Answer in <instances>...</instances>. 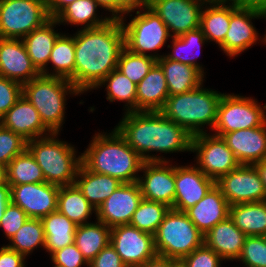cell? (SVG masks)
Returning <instances> with one entry per match:
<instances>
[{
    "mask_svg": "<svg viewBox=\"0 0 266 267\" xmlns=\"http://www.w3.org/2000/svg\"><path fill=\"white\" fill-rule=\"evenodd\" d=\"M222 260L215 251L203 244L180 261L185 267H220Z\"/></svg>",
    "mask_w": 266,
    "mask_h": 267,
    "instance_id": "cell-44",
    "label": "cell"
},
{
    "mask_svg": "<svg viewBox=\"0 0 266 267\" xmlns=\"http://www.w3.org/2000/svg\"><path fill=\"white\" fill-rule=\"evenodd\" d=\"M229 207L221 190L214 185L198 203L187 209L185 213L197 229L205 235L217 223L229 216Z\"/></svg>",
    "mask_w": 266,
    "mask_h": 267,
    "instance_id": "cell-23",
    "label": "cell"
},
{
    "mask_svg": "<svg viewBox=\"0 0 266 267\" xmlns=\"http://www.w3.org/2000/svg\"><path fill=\"white\" fill-rule=\"evenodd\" d=\"M74 184L89 203L97 209L122 182L112 176L94 173L81 163Z\"/></svg>",
    "mask_w": 266,
    "mask_h": 267,
    "instance_id": "cell-27",
    "label": "cell"
},
{
    "mask_svg": "<svg viewBox=\"0 0 266 267\" xmlns=\"http://www.w3.org/2000/svg\"><path fill=\"white\" fill-rule=\"evenodd\" d=\"M215 185L197 166L175 165V199L173 210L185 212L198 203Z\"/></svg>",
    "mask_w": 266,
    "mask_h": 267,
    "instance_id": "cell-19",
    "label": "cell"
},
{
    "mask_svg": "<svg viewBox=\"0 0 266 267\" xmlns=\"http://www.w3.org/2000/svg\"><path fill=\"white\" fill-rule=\"evenodd\" d=\"M157 59L149 55H139L124 48L119 56L117 70L136 85L149 73Z\"/></svg>",
    "mask_w": 266,
    "mask_h": 267,
    "instance_id": "cell-41",
    "label": "cell"
},
{
    "mask_svg": "<svg viewBox=\"0 0 266 267\" xmlns=\"http://www.w3.org/2000/svg\"><path fill=\"white\" fill-rule=\"evenodd\" d=\"M6 182L5 167L0 166V185H3Z\"/></svg>",
    "mask_w": 266,
    "mask_h": 267,
    "instance_id": "cell-57",
    "label": "cell"
},
{
    "mask_svg": "<svg viewBox=\"0 0 266 267\" xmlns=\"http://www.w3.org/2000/svg\"><path fill=\"white\" fill-rule=\"evenodd\" d=\"M172 267H185V266L180 260H178Z\"/></svg>",
    "mask_w": 266,
    "mask_h": 267,
    "instance_id": "cell-58",
    "label": "cell"
},
{
    "mask_svg": "<svg viewBox=\"0 0 266 267\" xmlns=\"http://www.w3.org/2000/svg\"><path fill=\"white\" fill-rule=\"evenodd\" d=\"M10 203V186L5 182L0 185V221L4 216L5 209Z\"/></svg>",
    "mask_w": 266,
    "mask_h": 267,
    "instance_id": "cell-53",
    "label": "cell"
},
{
    "mask_svg": "<svg viewBox=\"0 0 266 267\" xmlns=\"http://www.w3.org/2000/svg\"><path fill=\"white\" fill-rule=\"evenodd\" d=\"M88 267H127L121 260L120 255L109 243L89 263Z\"/></svg>",
    "mask_w": 266,
    "mask_h": 267,
    "instance_id": "cell-48",
    "label": "cell"
},
{
    "mask_svg": "<svg viewBox=\"0 0 266 267\" xmlns=\"http://www.w3.org/2000/svg\"><path fill=\"white\" fill-rule=\"evenodd\" d=\"M76 0H54L48 6V13L50 18H55L66 6L73 3Z\"/></svg>",
    "mask_w": 266,
    "mask_h": 267,
    "instance_id": "cell-54",
    "label": "cell"
},
{
    "mask_svg": "<svg viewBox=\"0 0 266 267\" xmlns=\"http://www.w3.org/2000/svg\"><path fill=\"white\" fill-rule=\"evenodd\" d=\"M262 13V17L263 18H266V10H264L263 12H261ZM263 43H266V35H264V38H263Z\"/></svg>",
    "mask_w": 266,
    "mask_h": 267,
    "instance_id": "cell-60",
    "label": "cell"
},
{
    "mask_svg": "<svg viewBox=\"0 0 266 267\" xmlns=\"http://www.w3.org/2000/svg\"><path fill=\"white\" fill-rule=\"evenodd\" d=\"M110 244L127 267H138L157 255L154 235L130 224L111 228Z\"/></svg>",
    "mask_w": 266,
    "mask_h": 267,
    "instance_id": "cell-13",
    "label": "cell"
},
{
    "mask_svg": "<svg viewBox=\"0 0 266 267\" xmlns=\"http://www.w3.org/2000/svg\"><path fill=\"white\" fill-rule=\"evenodd\" d=\"M49 63L53 65L51 76L68 79L75 86V44L74 36L60 34L56 39Z\"/></svg>",
    "mask_w": 266,
    "mask_h": 267,
    "instance_id": "cell-35",
    "label": "cell"
},
{
    "mask_svg": "<svg viewBox=\"0 0 266 267\" xmlns=\"http://www.w3.org/2000/svg\"><path fill=\"white\" fill-rule=\"evenodd\" d=\"M170 209L164 203L142 199L129 224L154 235Z\"/></svg>",
    "mask_w": 266,
    "mask_h": 267,
    "instance_id": "cell-40",
    "label": "cell"
},
{
    "mask_svg": "<svg viewBox=\"0 0 266 267\" xmlns=\"http://www.w3.org/2000/svg\"><path fill=\"white\" fill-rule=\"evenodd\" d=\"M169 162H144L141 168L144 177H138L137 183L143 199L164 203L172 209L175 199V166H169Z\"/></svg>",
    "mask_w": 266,
    "mask_h": 267,
    "instance_id": "cell-16",
    "label": "cell"
},
{
    "mask_svg": "<svg viewBox=\"0 0 266 267\" xmlns=\"http://www.w3.org/2000/svg\"><path fill=\"white\" fill-rule=\"evenodd\" d=\"M50 19L40 0H0V38L22 39Z\"/></svg>",
    "mask_w": 266,
    "mask_h": 267,
    "instance_id": "cell-9",
    "label": "cell"
},
{
    "mask_svg": "<svg viewBox=\"0 0 266 267\" xmlns=\"http://www.w3.org/2000/svg\"><path fill=\"white\" fill-rule=\"evenodd\" d=\"M96 2L99 7L112 12V19H118V0H96Z\"/></svg>",
    "mask_w": 266,
    "mask_h": 267,
    "instance_id": "cell-55",
    "label": "cell"
},
{
    "mask_svg": "<svg viewBox=\"0 0 266 267\" xmlns=\"http://www.w3.org/2000/svg\"><path fill=\"white\" fill-rule=\"evenodd\" d=\"M263 18L262 13L253 9L239 8L230 3V24L224 41L219 47L229 57L238 56L258 40V33L251 19Z\"/></svg>",
    "mask_w": 266,
    "mask_h": 267,
    "instance_id": "cell-18",
    "label": "cell"
},
{
    "mask_svg": "<svg viewBox=\"0 0 266 267\" xmlns=\"http://www.w3.org/2000/svg\"><path fill=\"white\" fill-rule=\"evenodd\" d=\"M6 245L9 249L29 255L36 247L45 246V234L41 219L28 218Z\"/></svg>",
    "mask_w": 266,
    "mask_h": 267,
    "instance_id": "cell-39",
    "label": "cell"
},
{
    "mask_svg": "<svg viewBox=\"0 0 266 267\" xmlns=\"http://www.w3.org/2000/svg\"><path fill=\"white\" fill-rule=\"evenodd\" d=\"M215 185L229 205L266 201V190L255 165L240 164L221 176Z\"/></svg>",
    "mask_w": 266,
    "mask_h": 267,
    "instance_id": "cell-12",
    "label": "cell"
},
{
    "mask_svg": "<svg viewBox=\"0 0 266 267\" xmlns=\"http://www.w3.org/2000/svg\"><path fill=\"white\" fill-rule=\"evenodd\" d=\"M51 260L54 265L63 267H81L82 265L84 266V264L89 266V263L75 243L53 252L51 254Z\"/></svg>",
    "mask_w": 266,
    "mask_h": 267,
    "instance_id": "cell-47",
    "label": "cell"
},
{
    "mask_svg": "<svg viewBox=\"0 0 266 267\" xmlns=\"http://www.w3.org/2000/svg\"><path fill=\"white\" fill-rule=\"evenodd\" d=\"M191 152L197 153V168L215 182L240 163L222 137L201 133L192 136Z\"/></svg>",
    "mask_w": 266,
    "mask_h": 267,
    "instance_id": "cell-11",
    "label": "cell"
},
{
    "mask_svg": "<svg viewBox=\"0 0 266 267\" xmlns=\"http://www.w3.org/2000/svg\"><path fill=\"white\" fill-rule=\"evenodd\" d=\"M98 3L96 0H76L66 6L54 19L58 23L85 25L84 29L97 28L107 24L112 18L99 19L96 15Z\"/></svg>",
    "mask_w": 266,
    "mask_h": 267,
    "instance_id": "cell-34",
    "label": "cell"
},
{
    "mask_svg": "<svg viewBox=\"0 0 266 267\" xmlns=\"http://www.w3.org/2000/svg\"><path fill=\"white\" fill-rule=\"evenodd\" d=\"M239 8L253 9L260 12L266 10V0H230Z\"/></svg>",
    "mask_w": 266,
    "mask_h": 267,
    "instance_id": "cell-51",
    "label": "cell"
},
{
    "mask_svg": "<svg viewBox=\"0 0 266 267\" xmlns=\"http://www.w3.org/2000/svg\"><path fill=\"white\" fill-rule=\"evenodd\" d=\"M75 87L84 93L94 89L117 63L125 48V36L119 19L107 24L79 30L74 35Z\"/></svg>",
    "mask_w": 266,
    "mask_h": 267,
    "instance_id": "cell-1",
    "label": "cell"
},
{
    "mask_svg": "<svg viewBox=\"0 0 266 267\" xmlns=\"http://www.w3.org/2000/svg\"><path fill=\"white\" fill-rule=\"evenodd\" d=\"M165 75L169 96L182 94L196 89L203 84L204 75L195 67L165 56L157 60Z\"/></svg>",
    "mask_w": 266,
    "mask_h": 267,
    "instance_id": "cell-28",
    "label": "cell"
},
{
    "mask_svg": "<svg viewBox=\"0 0 266 267\" xmlns=\"http://www.w3.org/2000/svg\"><path fill=\"white\" fill-rule=\"evenodd\" d=\"M266 104L262 108L253 98L223 94L218 106L214 135L262 126L266 123Z\"/></svg>",
    "mask_w": 266,
    "mask_h": 267,
    "instance_id": "cell-10",
    "label": "cell"
},
{
    "mask_svg": "<svg viewBox=\"0 0 266 267\" xmlns=\"http://www.w3.org/2000/svg\"><path fill=\"white\" fill-rule=\"evenodd\" d=\"M206 1H230V0H206Z\"/></svg>",
    "mask_w": 266,
    "mask_h": 267,
    "instance_id": "cell-61",
    "label": "cell"
},
{
    "mask_svg": "<svg viewBox=\"0 0 266 267\" xmlns=\"http://www.w3.org/2000/svg\"><path fill=\"white\" fill-rule=\"evenodd\" d=\"M41 73L32 64L22 39L0 38V76L21 85Z\"/></svg>",
    "mask_w": 266,
    "mask_h": 267,
    "instance_id": "cell-20",
    "label": "cell"
},
{
    "mask_svg": "<svg viewBox=\"0 0 266 267\" xmlns=\"http://www.w3.org/2000/svg\"><path fill=\"white\" fill-rule=\"evenodd\" d=\"M157 255L181 260L204 244L202 234L185 212L170 209L154 234Z\"/></svg>",
    "mask_w": 266,
    "mask_h": 267,
    "instance_id": "cell-7",
    "label": "cell"
},
{
    "mask_svg": "<svg viewBox=\"0 0 266 267\" xmlns=\"http://www.w3.org/2000/svg\"><path fill=\"white\" fill-rule=\"evenodd\" d=\"M246 235L228 216L204 235V244L224 260H238Z\"/></svg>",
    "mask_w": 266,
    "mask_h": 267,
    "instance_id": "cell-24",
    "label": "cell"
},
{
    "mask_svg": "<svg viewBox=\"0 0 266 267\" xmlns=\"http://www.w3.org/2000/svg\"><path fill=\"white\" fill-rule=\"evenodd\" d=\"M81 94L66 78L44 76L38 77L22 85V96L38 111L44 126L58 134L64 121L66 95Z\"/></svg>",
    "mask_w": 266,
    "mask_h": 267,
    "instance_id": "cell-5",
    "label": "cell"
},
{
    "mask_svg": "<svg viewBox=\"0 0 266 267\" xmlns=\"http://www.w3.org/2000/svg\"><path fill=\"white\" fill-rule=\"evenodd\" d=\"M45 234V250L50 255L65 246L75 243L77 225L58 211L41 219Z\"/></svg>",
    "mask_w": 266,
    "mask_h": 267,
    "instance_id": "cell-31",
    "label": "cell"
},
{
    "mask_svg": "<svg viewBox=\"0 0 266 267\" xmlns=\"http://www.w3.org/2000/svg\"><path fill=\"white\" fill-rule=\"evenodd\" d=\"M210 6H207V5ZM228 4V5H226ZM230 24V2L206 1L205 8L201 11L200 29L205 38L220 45L227 34Z\"/></svg>",
    "mask_w": 266,
    "mask_h": 267,
    "instance_id": "cell-29",
    "label": "cell"
},
{
    "mask_svg": "<svg viewBox=\"0 0 266 267\" xmlns=\"http://www.w3.org/2000/svg\"><path fill=\"white\" fill-rule=\"evenodd\" d=\"M58 24L59 23L54 18H51L43 26L33 30L22 38L32 64L44 76H51V73L47 71L46 67L50 59L53 45L60 35L53 29L56 27L54 25Z\"/></svg>",
    "mask_w": 266,
    "mask_h": 267,
    "instance_id": "cell-26",
    "label": "cell"
},
{
    "mask_svg": "<svg viewBox=\"0 0 266 267\" xmlns=\"http://www.w3.org/2000/svg\"><path fill=\"white\" fill-rule=\"evenodd\" d=\"M57 135L52 133L27 141V150L42 169L45 182L59 186L72 185L81 165V155L76 157V149L56 139Z\"/></svg>",
    "mask_w": 266,
    "mask_h": 267,
    "instance_id": "cell-6",
    "label": "cell"
},
{
    "mask_svg": "<svg viewBox=\"0 0 266 267\" xmlns=\"http://www.w3.org/2000/svg\"><path fill=\"white\" fill-rule=\"evenodd\" d=\"M142 199L137 182L122 183L96 209V219L109 228L129 224Z\"/></svg>",
    "mask_w": 266,
    "mask_h": 267,
    "instance_id": "cell-17",
    "label": "cell"
},
{
    "mask_svg": "<svg viewBox=\"0 0 266 267\" xmlns=\"http://www.w3.org/2000/svg\"><path fill=\"white\" fill-rule=\"evenodd\" d=\"M221 137L240 164L254 165L266 158V123L225 133Z\"/></svg>",
    "mask_w": 266,
    "mask_h": 267,
    "instance_id": "cell-21",
    "label": "cell"
},
{
    "mask_svg": "<svg viewBox=\"0 0 266 267\" xmlns=\"http://www.w3.org/2000/svg\"><path fill=\"white\" fill-rule=\"evenodd\" d=\"M81 163L94 173L112 176L122 183H133L138 181L137 173L142 171L144 161L114 128L108 135L95 134L81 154Z\"/></svg>",
    "mask_w": 266,
    "mask_h": 267,
    "instance_id": "cell-3",
    "label": "cell"
},
{
    "mask_svg": "<svg viewBox=\"0 0 266 267\" xmlns=\"http://www.w3.org/2000/svg\"><path fill=\"white\" fill-rule=\"evenodd\" d=\"M22 97V85L0 76V119Z\"/></svg>",
    "mask_w": 266,
    "mask_h": 267,
    "instance_id": "cell-46",
    "label": "cell"
},
{
    "mask_svg": "<svg viewBox=\"0 0 266 267\" xmlns=\"http://www.w3.org/2000/svg\"><path fill=\"white\" fill-rule=\"evenodd\" d=\"M238 259L246 267H266V239L264 236H247Z\"/></svg>",
    "mask_w": 266,
    "mask_h": 267,
    "instance_id": "cell-43",
    "label": "cell"
},
{
    "mask_svg": "<svg viewBox=\"0 0 266 267\" xmlns=\"http://www.w3.org/2000/svg\"><path fill=\"white\" fill-rule=\"evenodd\" d=\"M229 217L246 236L266 234V201L230 205Z\"/></svg>",
    "mask_w": 266,
    "mask_h": 267,
    "instance_id": "cell-30",
    "label": "cell"
},
{
    "mask_svg": "<svg viewBox=\"0 0 266 267\" xmlns=\"http://www.w3.org/2000/svg\"><path fill=\"white\" fill-rule=\"evenodd\" d=\"M26 212L19 206L7 205L4 216L0 221V228L4 230L5 236L10 240L28 219Z\"/></svg>",
    "mask_w": 266,
    "mask_h": 267,
    "instance_id": "cell-45",
    "label": "cell"
},
{
    "mask_svg": "<svg viewBox=\"0 0 266 267\" xmlns=\"http://www.w3.org/2000/svg\"><path fill=\"white\" fill-rule=\"evenodd\" d=\"M27 149V141L0 124V166H6Z\"/></svg>",
    "mask_w": 266,
    "mask_h": 267,
    "instance_id": "cell-42",
    "label": "cell"
},
{
    "mask_svg": "<svg viewBox=\"0 0 266 267\" xmlns=\"http://www.w3.org/2000/svg\"><path fill=\"white\" fill-rule=\"evenodd\" d=\"M5 174L8 185L45 182L42 169L27 149L6 166Z\"/></svg>",
    "mask_w": 266,
    "mask_h": 267,
    "instance_id": "cell-37",
    "label": "cell"
},
{
    "mask_svg": "<svg viewBox=\"0 0 266 267\" xmlns=\"http://www.w3.org/2000/svg\"><path fill=\"white\" fill-rule=\"evenodd\" d=\"M254 165L260 174L261 181L264 184V188L266 190V158L255 163Z\"/></svg>",
    "mask_w": 266,
    "mask_h": 267,
    "instance_id": "cell-56",
    "label": "cell"
},
{
    "mask_svg": "<svg viewBox=\"0 0 266 267\" xmlns=\"http://www.w3.org/2000/svg\"><path fill=\"white\" fill-rule=\"evenodd\" d=\"M150 0H118V19L124 18L123 15L134 12L135 9L149 8Z\"/></svg>",
    "mask_w": 266,
    "mask_h": 267,
    "instance_id": "cell-50",
    "label": "cell"
},
{
    "mask_svg": "<svg viewBox=\"0 0 266 267\" xmlns=\"http://www.w3.org/2000/svg\"><path fill=\"white\" fill-rule=\"evenodd\" d=\"M57 211L77 226L89 223L87 219L96 212L75 184L60 186L57 197Z\"/></svg>",
    "mask_w": 266,
    "mask_h": 267,
    "instance_id": "cell-32",
    "label": "cell"
},
{
    "mask_svg": "<svg viewBox=\"0 0 266 267\" xmlns=\"http://www.w3.org/2000/svg\"><path fill=\"white\" fill-rule=\"evenodd\" d=\"M172 38V52L168 55H165L167 59H171L174 61L181 62L183 64H187L197 68L203 75L204 69L201 65L197 63L198 53L200 52L201 45L207 42L203 31L198 28L192 31H188L185 34H182L178 37ZM196 49V53L192 52ZM188 51V52H187ZM193 53L191 55V52ZM188 53V54H187ZM190 53V55H189ZM196 55V56H195Z\"/></svg>",
    "mask_w": 266,
    "mask_h": 267,
    "instance_id": "cell-36",
    "label": "cell"
},
{
    "mask_svg": "<svg viewBox=\"0 0 266 267\" xmlns=\"http://www.w3.org/2000/svg\"><path fill=\"white\" fill-rule=\"evenodd\" d=\"M25 256L7 246L0 248V267H26Z\"/></svg>",
    "mask_w": 266,
    "mask_h": 267,
    "instance_id": "cell-49",
    "label": "cell"
},
{
    "mask_svg": "<svg viewBox=\"0 0 266 267\" xmlns=\"http://www.w3.org/2000/svg\"><path fill=\"white\" fill-rule=\"evenodd\" d=\"M115 128L144 162L167 161L149 152L191 151L192 136L160 111L125 112Z\"/></svg>",
    "mask_w": 266,
    "mask_h": 267,
    "instance_id": "cell-2",
    "label": "cell"
},
{
    "mask_svg": "<svg viewBox=\"0 0 266 267\" xmlns=\"http://www.w3.org/2000/svg\"><path fill=\"white\" fill-rule=\"evenodd\" d=\"M10 186V202L21 207L29 218L42 219L57 211L59 185L41 182Z\"/></svg>",
    "mask_w": 266,
    "mask_h": 267,
    "instance_id": "cell-15",
    "label": "cell"
},
{
    "mask_svg": "<svg viewBox=\"0 0 266 267\" xmlns=\"http://www.w3.org/2000/svg\"><path fill=\"white\" fill-rule=\"evenodd\" d=\"M40 1L48 7L54 0H40Z\"/></svg>",
    "mask_w": 266,
    "mask_h": 267,
    "instance_id": "cell-59",
    "label": "cell"
},
{
    "mask_svg": "<svg viewBox=\"0 0 266 267\" xmlns=\"http://www.w3.org/2000/svg\"><path fill=\"white\" fill-rule=\"evenodd\" d=\"M206 0H150L149 8L167 26L172 37L198 29Z\"/></svg>",
    "mask_w": 266,
    "mask_h": 267,
    "instance_id": "cell-14",
    "label": "cell"
},
{
    "mask_svg": "<svg viewBox=\"0 0 266 267\" xmlns=\"http://www.w3.org/2000/svg\"><path fill=\"white\" fill-rule=\"evenodd\" d=\"M168 97L165 75L156 62L143 80L137 84L136 112L161 111Z\"/></svg>",
    "mask_w": 266,
    "mask_h": 267,
    "instance_id": "cell-25",
    "label": "cell"
},
{
    "mask_svg": "<svg viewBox=\"0 0 266 267\" xmlns=\"http://www.w3.org/2000/svg\"><path fill=\"white\" fill-rule=\"evenodd\" d=\"M110 232L111 228L98 220L77 226L75 244L88 263L110 243Z\"/></svg>",
    "mask_w": 266,
    "mask_h": 267,
    "instance_id": "cell-33",
    "label": "cell"
},
{
    "mask_svg": "<svg viewBox=\"0 0 266 267\" xmlns=\"http://www.w3.org/2000/svg\"><path fill=\"white\" fill-rule=\"evenodd\" d=\"M120 22L124 30L126 49L135 54L152 56L157 60L164 56L158 53L147 54L149 51L161 49L168 37H172L165 23L154 11L145 8L136 11V16L128 25L124 23L123 18Z\"/></svg>",
    "mask_w": 266,
    "mask_h": 267,
    "instance_id": "cell-8",
    "label": "cell"
},
{
    "mask_svg": "<svg viewBox=\"0 0 266 267\" xmlns=\"http://www.w3.org/2000/svg\"><path fill=\"white\" fill-rule=\"evenodd\" d=\"M201 84L186 93L169 96L160 111L166 118L182 126L191 136L206 133L204 125L212 127L217 121L220 100L224 93L206 89Z\"/></svg>",
    "mask_w": 266,
    "mask_h": 267,
    "instance_id": "cell-4",
    "label": "cell"
},
{
    "mask_svg": "<svg viewBox=\"0 0 266 267\" xmlns=\"http://www.w3.org/2000/svg\"><path fill=\"white\" fill-rule=\"evenodd\" d=\"M178 260L156 255L138 267H172Z\"/></svg>",
    "mask_w": 266,
    "mask_h": 267,
    "instance_id": "cell-52",
    "label": "cell"
},
{
    "mask_svg": "<svg viewBox=\"0 0 266 267\" xmlns=\"http://www.w3.org/2000/svg\"><path fill=\"white\" fill-rule=\"evenodd\" d=\"M107 85V100L126 102V112H136L137 85L117 69L109 73L96 87Z\"/></svg>",
    "mask_w": 266,
    "mask_h": 267,
    "instance_id": "cell-38",
    "label": "cell"
},
{
    "mask_svg": "<svg viewBox=\"0 0 266 267\" xmlns=\"http://www.w3.org/2000/svg\"><path fill=\"white\" fill-rule=\"evenodd\" d=\"M0 124L26 141L52 134L44 126L38 111L23 96L0 119Z\"/></svg>",
    "mask_w": 266,
    "mask_h": 267,
    "instance_id": "cell-22",
    "label": "cell"
}]
</instances>
